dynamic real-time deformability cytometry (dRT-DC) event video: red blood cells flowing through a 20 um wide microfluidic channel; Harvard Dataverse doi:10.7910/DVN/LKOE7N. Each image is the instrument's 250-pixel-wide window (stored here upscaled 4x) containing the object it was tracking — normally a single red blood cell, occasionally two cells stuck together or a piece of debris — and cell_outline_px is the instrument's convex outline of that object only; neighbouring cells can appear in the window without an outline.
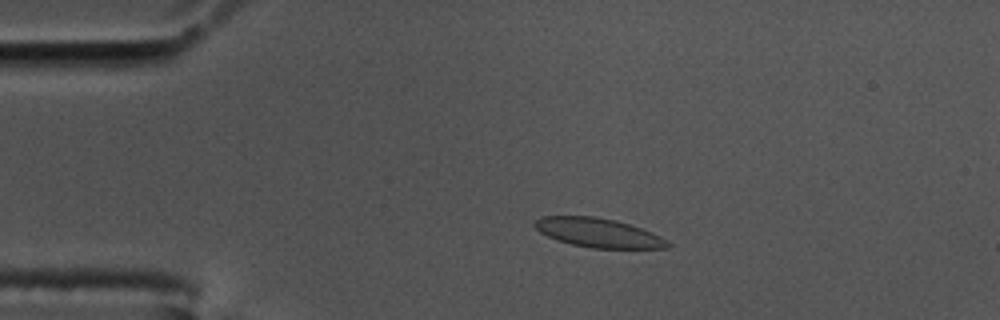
{"species": "common noctule bat (a hibernating species)", "species_latin": "Nyctalus noctula", "temperature_condition": "cold", "stored_images_in_passage": 58, "camera_frame_rate_fps": 3000, "um_per_image_px": 0.085, "animal": {"sex": "male", "body_mass_g": 17.5, "forearm_length_mm": 52.3}, "frame": {"image": 1, "passage_image": 12, "time_ms": 3.667, "image_size_px": [1000, 320], "cell_outline_px": [[672, 244], [668, 248], [592, 248], [572, 244], [556, 240], [540, 232], [532, 224], [540, 216], [596, 216], [616, 220], [652, 232], [668, 240]], "centroid_in_image_um": [50.86, 19.78], "position_along_channel_um": 34.1, "area_um2": 22.6}}
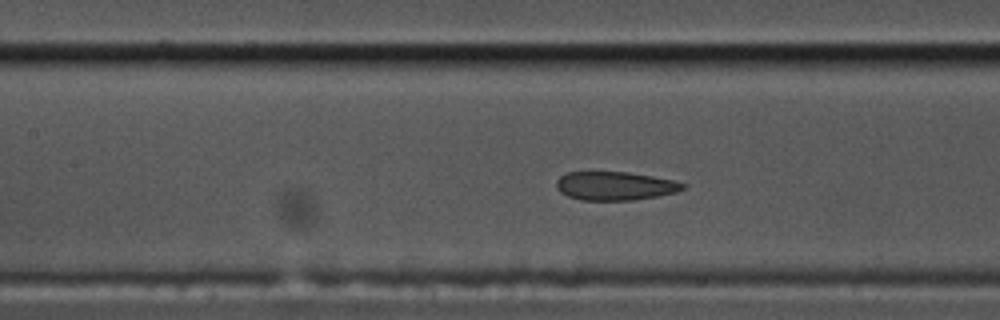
{"frame": {"image": 2, "passage_image": 26, "time_ms": 8.333, "image_size_px": [1000, 320], "cell_outline_px": [[684, 188], [676, 192], [656, 196], [632, 200], [580, 200], [568, 196], [560, 192], [556, 188], [556, 180], [560, 176], [568, 172], [588, 168], [628, 172], [652, 176], [672, 180], [684, 184]], "centroid_in_image_um": [52.15, 15.75], "position_along_channel_um": 155.2, "area_um2": 21.79}}
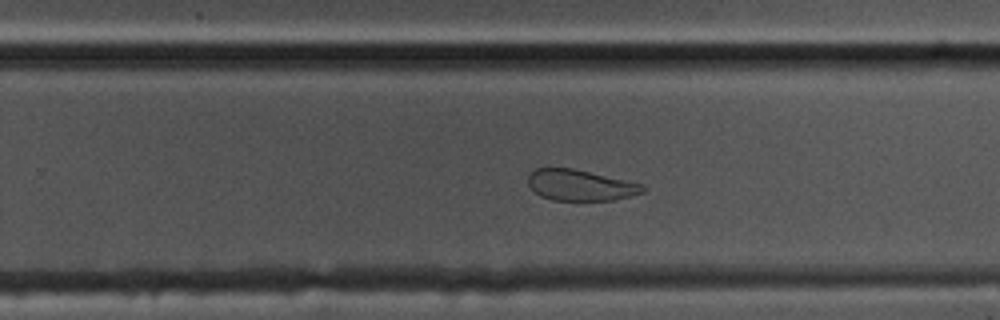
{"frame": {"image": 3, "passage_image": 37, "time_ms": 12.0, "image_size_px": [1000, 320], "cell_outline_px": [[648, 188], [644, 192], [612, 200], [552, 200], [540, 196], [528, 184], [528, 176], [536, 168], [572, 168], [644, 184]], "centroid_in_image_um": [49.35, 15.74], "position_along_channel_um": 280.5, "area_um2": 20.58}}